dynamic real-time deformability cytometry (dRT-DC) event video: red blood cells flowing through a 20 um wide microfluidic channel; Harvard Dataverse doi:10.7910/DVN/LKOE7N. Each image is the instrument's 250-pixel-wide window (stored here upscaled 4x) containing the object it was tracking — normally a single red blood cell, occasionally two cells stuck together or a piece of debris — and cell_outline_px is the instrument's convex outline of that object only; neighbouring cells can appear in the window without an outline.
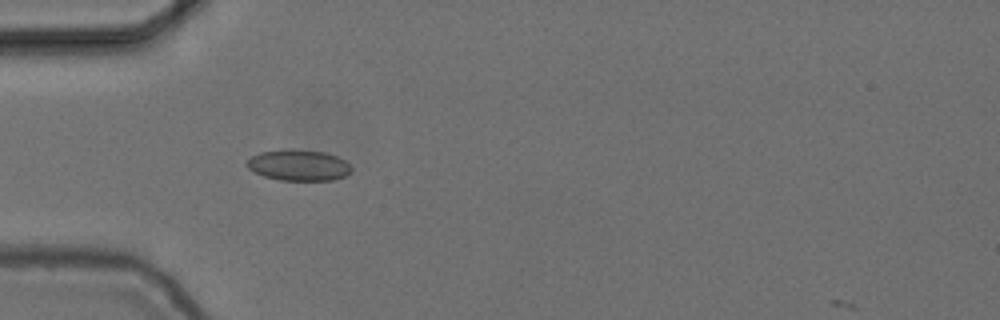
{"species": "common noctule bat (a hibernating species)", "species_latin": "Nyctalus noctula", "temperature_condition": "cold", "stored_images_in_passage": 5, "camera_frame_rate_fps": 3000, "um_per_image_px": 0.085, "animal": {"sex": "female", "body_mass_g": 24.6, "forearm_length_mm": 56.2}, "frame": {"image": 1, "passage_image": 1, "time_ms": 0.0, "image_size_px": [1000, 320], "cell_outline_px": [[352, 172], [344, 176], [332, 180], [280, 180], [264, 176], [248, 168], [244, 164], [252, 156], [260, 152], [284, 148], [292, 148], [324, 152], [336, 156], [344, 160], [352, 168]], "centroid_in_image_um": [25.37, 14.02], "position_along_channel_um": 59.6, "area_um2": 19.02}}